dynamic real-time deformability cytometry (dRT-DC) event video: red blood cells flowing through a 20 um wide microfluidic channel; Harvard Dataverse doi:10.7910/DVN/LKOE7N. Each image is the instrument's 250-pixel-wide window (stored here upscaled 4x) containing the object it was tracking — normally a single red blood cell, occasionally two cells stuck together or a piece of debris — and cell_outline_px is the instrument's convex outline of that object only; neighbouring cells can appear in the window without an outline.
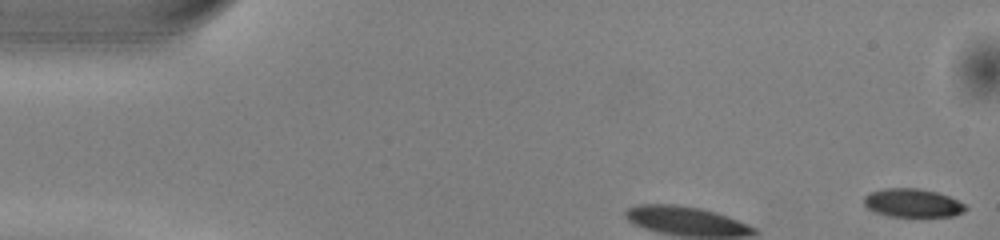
{"species": "common noctule bat (a hibernating species)", "species_latin": "Nyctalus noctula", "temperature_condition": "warm", "stored_images_in_passage": 5, "camera_frame_rate_fps": 3000, "um_per_image_px": 0.085, "animal": {"sex": "male", "body_mass_g": 13.0, "forearm_length_mm": 53.1}, "frame": {"image": 1, "passage_image": 1, "time_ms": 0.0, "image_size_px": [1000, 240], "cell_outline_px": [[968, 208], [964, 212], [952, 216], [920, 220], [892, 216], [876, 212], [868, 208], [864, 204], [864, 196], [868, 192], [880, 188], [920, 188], [936, 192], [948, 196], [964, 204]], "centroid_in_image_um": [77.58, 17.29], "position_along_channel_um": 7.4, "area_um2": 17.69}}